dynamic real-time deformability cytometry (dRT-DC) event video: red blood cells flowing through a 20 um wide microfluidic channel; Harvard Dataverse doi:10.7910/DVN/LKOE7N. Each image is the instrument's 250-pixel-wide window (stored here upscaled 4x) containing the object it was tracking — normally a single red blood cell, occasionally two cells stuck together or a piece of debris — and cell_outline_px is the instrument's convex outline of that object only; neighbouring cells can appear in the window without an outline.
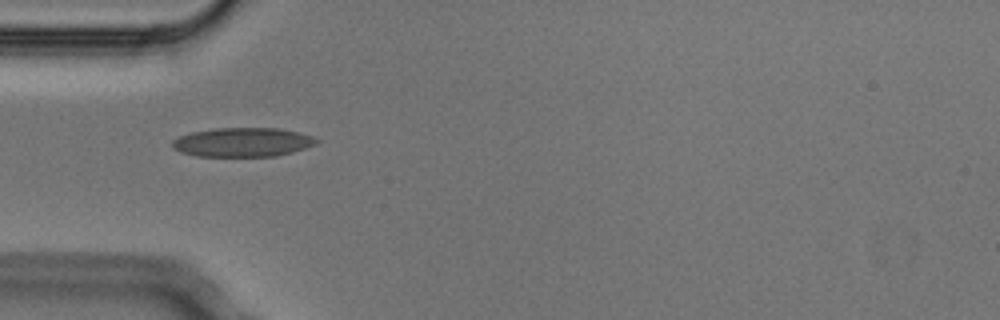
{"species": "Egyptian fruit bat (a non-hibernating species)", "species_latin": "Rousettus aegyptiacus", "temperature_condition": "cold", "stored_images_in_passage": 2, "camera_frame_rate_fps": 3000, "um_per_image_px": 0.085, "animal": {"sex": "male"}, "frame": {"image": 1, "passage_image": 1, "time_ms": 0.0, "image_size_px": [1000, 320], "cell_outline_px": [[320, 140], [316, 144], [292, 152], [276, 156], [196, 156], [180, 152], [172, 148], [172, 140], [180, 136], [192, 132], [216, 128], [280, 128], [300, 132], [312, 136]], "centroid_in_image_um": [20.63, 12.08], "position_along_channel_um": 64.4, "area_um2": 24.51}}
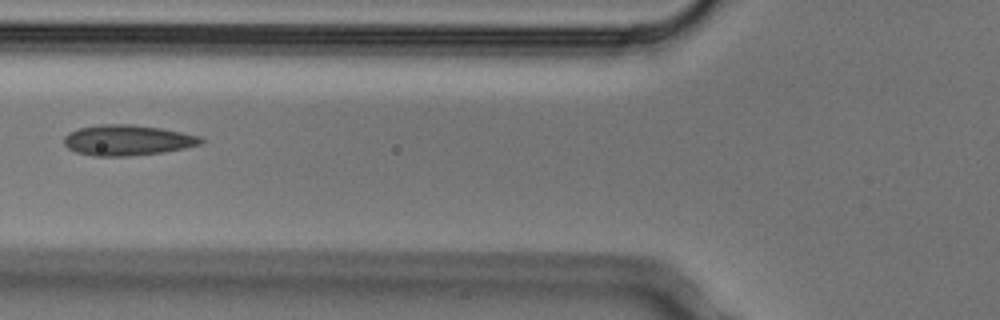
{"frame": {"image": 2, "passage_image": 2, "time_ms": 0.333, "image_size_px": [1000, 320], "cell_outline_px": [[204, 140], [200, 144], [184, 148], [164, 152], [128, 156], [92, 156], [76, 152], [68, 148], [64, 144], [64, 136], [68, 132], [80, 128], [100, 124], [132, 124], [160, 128], [200, 136]], "centroid_in_image_um": [10.8, 11.92], "position_along_channel_um": 115.0, "area_um2": 24.33}}